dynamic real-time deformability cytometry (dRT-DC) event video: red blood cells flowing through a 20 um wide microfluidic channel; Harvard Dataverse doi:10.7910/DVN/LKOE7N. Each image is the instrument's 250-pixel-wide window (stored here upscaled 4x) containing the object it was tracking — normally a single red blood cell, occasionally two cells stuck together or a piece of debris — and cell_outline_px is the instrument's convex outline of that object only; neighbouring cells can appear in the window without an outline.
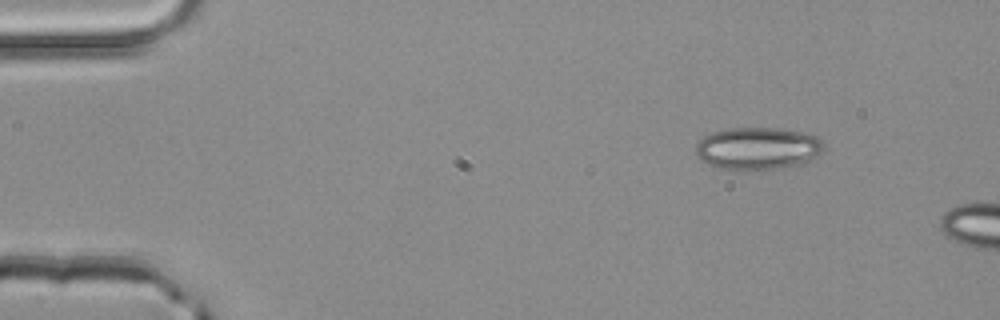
{"species": "common noctule bat (a hibernating species)", "species_latin": "Nyctalus noctula", "temperature_condition": "room temperature", "stored_images_in_passage": 2, "segment_of_instrument_passage": [2, 2], "camera_frame_rate_fps": 3000, "um_per_image_px": 0.085, "animal": {"sex": "male", "body_mass_g": 20.4}, "frame": {"image": 1, "passage_image": 2, "time_ms": 0.333, "image_size_px": [1000, 320], "cell_outline_px": [[824, 148], [820, 152], [808, 160], [784, 168], [748, 172], [716, 168], [700, 160], [696, 156], [696, 144], [704, 136], [712, 132], [728, 128], [780, 128], [804, 132], [816, 136], [824, 140]], "centroid_in_image_um": [64.37, 12.63], "position_along_channel_um": 20.6, "area_um2": 32.25}}